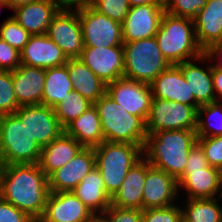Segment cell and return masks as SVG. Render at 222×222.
<instances>
[{
    "label": "cell",
    "mask_w": 222,
    "mask_h": 222,
    "mask_svg": "<svg viewBox=\"0 0 222 222\" xmlns=\"http://www.w3.org/2000/svg\"><path fill=\"white\" fill-rule=\"evenodd\" d=\"M49 193L48 177L38 164L0 165V197L32 219L43 216Z\"/></svg>",
    "instance_id": "6da1fadb"
},
{
    "label": "cell",
    "mask_w": 222,
    "mask_h": 222,
    "mask_svg": "<svg viewBox=\"0 0 222 222\" xmlns=\"http://www.w3.org/2000/svg\"><path fill=\"white\" fill-rule=\"evenodd\" d=\"M197 141L195 130H169L147 134L143 157L151 166L176 180L183 174L191 147Z\"/></svg>",
    "instance_id": "7a4b0ae2"
},
{
    "label": "cell",
    "mask_w": 222,
    "mask_h": 222,
    "mask_svg": "<svg viewBox=\"0 0 222 222\" xmlns=\"http://www.w3.org/2000/svg\"><path fill=\"white\" fill-rule=\"evenodd\" d=\"M154 37L163 57L170 65L190 59L201 62L205 60L204 51L196 40L193 19L164 12Z\"/></svg>",
    "instance_id": "3957f363"
},
{
    "label": "cell",
    "mask_w": 222,
    "mask_h": 222,
    "mask_svg": "<svg viewBox=\"0 0 222 222\" xmlns=\"http://www.w3.org/2000/svg\"><path fill=\"white\" fill-rule=\"evenodd\" d=\"M93 105L101 120L104 141L145 145L146 123L140 117L126 112L106 93Z\"/></svg>",
    "instance_id": "277c9868"
},
{
    "label": "cell",
    "mask_w": 222,
    "mask_h": 222,
    "mask_svg": "<svg viewBox=\"0 0 222 222\" xmlns=\"http://www.w3.org/2000/svg\"><path fill=\"white\" fill-rule=\"evenodd\" d=\"M143 148L144 146L107 141L93 148L96 167L111 197L120 188L129 169L143 157Z\"/></svg>",
    "instance_id": "5b68a950"
},
{
    "label": "cell",
    "mask_w": 222,
    "mask_h": 222,
    "mask_svg": "<svg viewBox=\"0 0 222 222\" xmlns=\"http://www.w3.org/2000/svg\"><path fill=\"white\" fill-rule=\"evenodd\" d=\"M41 149L15 114L0 116V165L38 164Z\"/></svg>",
    "instance_id": "8992f818"
},
{
    "label": "cell",
    "mask_w": 222,
    "mask_h": 222,
    "mask_svg": "<svg viewBox=\"0 0 222 222\" xmlns=\"http://www.w3.org/2000/svg\"><path fill=\"white\" fill-rule=\"evenodd\" d=\"M123 78L150 84L170 64L163 57L155 37L123 43Z\"/></svg>",
    "instance_id": "52a82bcc"
},
{
    "label": "cell",
    "mask_w": 222,
    "mask_h": 222,
    "mask_svg": "<svg viewBox=\"0 0 222 222\" xmlns=\"http://www.w3.org/2000/svg\"><path fill=\"white\" fill-rule=\"evenodd\" d=\"M197 109L184 103L153 98L146 121L147 134L169 130H196Z\"/></svg>",
    "instance_id": "ba28073f"
},
{
    "label": "cell",
    "mask_w": 222,
    "mask_h": 222,
    "mask_svg": "<svg viewBox=\"0 0 222 222\" xmlns=\"http://www.w3.org/2000/svg\"><path fill=\"white\" fill-rule=\"evenodd\" d=\"M82 27L84 47L123 46L122 24L99 13L92 6L76 8Z\"/></svg>",
    "instance_id": "9c48e42d"
},
{
    "label": "cell",
    "mask_w": 222,
    "mask_h": 222,
    "mask_svg": "<svg viewBox=\"0 0 222 222\" xmlns=\"http://www.w3.org/2000/svg\"><path fill=\"white\" fill-rule=\"evenodd\" d=\"M46 34L68 59L80 57L84 38L77 9L61 8L53 17Z\"/></svg>",
    "instance_id": "30bf717a"
},
{
    "label": "cell",
    "mask_w": 222,
    "mask_h": 222,
    "mask_svg": "<svg viewBox=\"0 0 222 222\" xmlns=\"http://www.w3.org/2000/svg\"><path fill=\"white\" fill-rule=\"evenodd\" d=\"M106 94L126 112L140 117L146 123L152 100L150 84L120 78L106 84Z\"/></svg>",
    "instance_id": "8fae6325"
},
{
    "label": "cell",
    "mask_w": 222,
    "mask_h": 222,
    "mask_svg": "<svg viewBox=\"0 0 222 222\" xmlns=\"http://www.w3.org/2000/svg\"><path fill=\"white\" fill-rule=\"evenodd\" d=\"M14 114L41 148L64 132L52 107L43 104L24 105L20 106Z\"/></svg>",
    "instance_id": "7c38bea8"
},
{
    "label": "cell",
    "mask_w": 222,
    "mask_h": 222,
    "mask_svg": "<svg viewBox=\"0 0 222 222\" xmlns=\"http://www.w3.org/2000/svg\"><path fill=\"white\" fill-rule=\"evenodd\" d=\"M164 12V4L129 7L126 18L122 22L123 42L128 43L154 37L158 32Z\"/></svg>",
    "instance_id": "4fadbf2b"
},
{
    "label": "cell",
    "mask_w": 222,
    "mask_h": 222,
    "mask_svg": "<svg viewBox=\"0 0 222 222\" xmlns=\"http://www.w3.org/2000/svg\"><path fill=\"white\" fill-rule=\"evenodd\" d=\"M78 59L105 84L123 78L125 61L123 46L84 47Z\"/></svg>",
    "instance_id": "5bb4252c"
},
{
    "label": "cell",
    "mask_w": 222,
    "mask_h": 222,
    "mask_svg": "<svg viewBox=\"0 0 222 222\" xmlns=\"http://www.w3.org/2000/svg\"><path fill=\"white\" fill-rule=\"evenodd\" d=\"M95 166L94 149L82 147L69 162L48 176L50 192L72 191Z\"/></svg>",
    "instance_id": "9a60e30c"
},
{
    "label": "cell",
    "mask_w": 222,
    "mask_h": 222,
    "mask_svg": "<svg viewBox=\"0 0 222 222\" xmlns=\"http://www.w3.org/2000/svg\"><path fill=\"white\" fill-rule=\"evenodd\" d=\"M95 215L72 191L50 192L42 218L52 222H88Z\"/></svg>",
    "instance_id": "2e32d148"
},
{
    "label": "cell",
    "mask_w": 222,
    "mask_h": 222,
    "mask_svg": "<svg viewBox=\"0 0 222 222\" xmlns=\"http://www.w3.org/2000/svg\"><path fill=\"white\" fill-rule=\"evenodd\" d=\"M177 180L168 173L151 167L143 188V210L172 206L179 195Z\"/></svg>",
    "instance_id": "e0dca14e"
},
{
    "label": "cell",
    "mask_w": 222,
    "mask_h": 222,
    "mask_svg": "<svg viewBox=\"0 0 222 222\" xmlns=\"http://www.w3.org/2000/svg\"><path fill=\"white\" fill-rule=\"evenodd\" d=\"M150 87L153 98L184 103L196 109L200 107L177 65H170L162 71L150 83Z\"/></svg>",
    "instance_id": "ac0fdd59"
},
{
    "label": "cell",
    "mask_w": 222,
    "mask_h": 222,
    "mask_svg": "<svg viewBox=\"0 0 222 222\" xmlns=\"http://www.w3.org/2000/svg\"><path fill=\"white\" fill-rule=\"evenodd\" d=\"M21 54V64L48 69L66 64L68 58L47 34L31 35Z\"/></svg>",
    "instance_id": "d6986e66"
},
{
    "label": "cell",
    "mask_w": 222,
    "mask_h": 222,
    "mask_svg": "<svg viewBox=\"0 0 222 222\" xmlns=\"http://www.w3.org/2000/svg\"><path fill=\"white\" fill-rule=\"evenodd\" d=\"M152 166L142 157L128 171L120 188L111 197V205L118 208L143 210V188L147 171Z\"/></svg>",
    "instance_id": "ffe728a7"
},
{
    "label": "cell",
    "mask_w": 222,
    "mask_h": 222,
    "mask_svg": "<svg viewBox=\"0 0 222 222\" xmlns=\"http://www.w3.org/2000/svg\"><path fill=\"white\" fill-rule=\"evenodd\" d=\"M46 69L21 64L12 71L14 93L19 106L43 104Z\"/></svg>",
    "instance_id": "44dd1931"
},
{
    "label": "cell",
    "mask_w": 222,
    "mask_h": 222,
    "mask_svg": "<svg viewBox=\"0 0 222 222\" xmlns=\"http://www.w3.org/2000/svg\"><path fill=\"white\" fill-rule=\"evenodd\" d=\"M61 8L54 0H37L14 9L15 14L12 17L30 35L45 34Z\"/></svg>",
    "instance_id": "7402d4cb"
},
{
    "label": "cell",
    "mask_w": 222,
    "mask_h": 222,
    "mask_svg": "<svg viewBox=\"0 0 222 222\" xmlns=\"http://www.w3.org/2000/svg\"><path fill=\"white\" fill-rule=\"evenodd\" d=\"M186 190V199L216 198L222 189V171L211 167L190 170L179 182V188ZM222 197V191L220 193Z\"/></svg>",
    "instance_id": "603a6c76"
},
{
    "label": "cell",
    "mask_w": 222,
    "mask_h": 222,
    "mask_svg": "<svg viewBox=\"0 0 222 222\" xmlns=\"http://www.w3.org/2000/svg\"><path fill=\"white\" fill-rule=\"evenodd\" d=\"M193 21L196 40L203 51L213 43L222 42L221 0H208Z\"/></svg>",
    "instance_id": "cb8c5ba5"
},
{
    "label": "cell",
    "mask_w": 222,
    "mask_h": 222,
    "mask_svg": "<svg viewBox=\"0 0 222 222\" xmlns=\"http://www.w3.org/2000/svg\"><path fill=\"white\" fill-rule=\"evenodd\" d=\"M72 192L95 216L101 215L111 205V196L107 193L103 177L96 166Z\"/></svg>",
    "instance_id": "d4e9b609"
},
{
    "label": "cell",
    "mask_w": 222,
    "mask_h": 222,
    "mask_svg": "<svg viewBox=\"0 0 222 222\" xmlns=\"http://www.w3.org/2000/svg\"><path fill=\"white\" fill-rule=\"evenodd\" d=\"M82 148L71 136L63 132L58 138L42 147L38 165L48 177L69 162Z\"/></svg>",
    "instance_id": "484cf974"
},
{
    "label": "cell",
    "mask_w": 222,
    "mask_h": 222,
    "mask_svg": "<svg viewBox=\"0 0 222 222\" xmlns=\"http://www.w3.org/2000/svg\"><path fill=\"white\" fill-rule=\"evenodd\" d=\"M208 65L207 68H202L192 60L177 64L189 85L190 92L200 106L217 101L213 88L212 63Z\"/></svg>",
    "instance_id": "4316f807"
},
{
    "label": "cell",
    "mask_w": 222,
    "mask_h": 222,
    "mask_svg": "<svg viewBox=\"0 0 222 222\" xmlns=\"http://www.w3.org/2000/svg\"><path fill=\"white\" fill-rule=\"evenodd\" d=\"M65 65L68 68L73 89L82 97L95 103L106 93V84L81 60L78 58L68 59Z\"/></svg>",
    "instance_id": "83f0119b"
},
{
    "label": "cell",
    "mask_w": 222,
    "mask_h": 222,
    "mask_svg": "<svg viewBox=\"0 0 222 222\" xmlns=\"http://www.w3.org/2000/svg\"><path fill=\"white\" fill-rule=\"evenodd\" d=\"M64 132L82 147L95 148L104 141L101 120L94 105L71 122Z\"/></svg>",
    "instance_id": "f1b7e54d"
},
{
    "label": "cell",
    "mask_w": 222,
    "mask_h": 222,
    "mask_svg": "<svg viewBox=\"0 0 222 222\" xmlns=\"http://www.w3.org/2000/svg\"><path fill=\"white\" fill-rule=\"evenodd\" d=\"M73 90L66 65L46 69L43 105L53 108Z\"/></svg>",
    "instance_id": "f546056e"
},
{
    "label": "cell",
    "mask_w": 222,
    "mask_h": 222,
    "mask_svg": "<svg viewBox=\"0 0 222 222\" xmlns=\"http://www.w3.org/2000/svg\"><path fill=\"white\" fill-rule=\"evenodd\" d=\"M182 218L187 222H222V207L217 198L187 199Z\"/></svg>",
    "instance_id": "4dcf8cb0"
},
{
    "label": "cell",
    "mask_w": 222,
    "mask_h": 222,
    "mask_svg": "<svg viewBox=\"0 0 222 222\" xmlns=\"http://www.w3.org/2000/svg\"><path fill=\"white\" fill-rule=\"evenodd\" d=\"M206 115V118L204 117ZM212 121H215L212 122ZM197 138L222 135V101L201 105L197 109Z\"/></svg>",
    "instance_id": "1f68e13d"
},
{
    "label": "cell",
    "mask_w": 222,
    "mask_h": 222,
    "mask_svg": "<svg viewBox=\"0 0 222 222\" xmlns=\"http://www.w3.org/2000/svg\"><path fill=\"white\" fill-rule=\"evenodd\" d=\"M91 103L85 97H82L77 91L69 92L67 97L56 104L53 109L57 120L63 129H65L71 122L89 109Z\"/></svg>",
    "instance_id": "d6a6232c"
},
{
    "label": "cell",
    "mask_w": 222,
    "mask_h": 222,
    "mask_svg": "<svg viewBox=\"0 0 222 222\" xmlns=\"http://www.w3.org/2000/svg\"><path fill=\"white\" fill-rule=\"evenodd\" d=\"M31 35L11 16L0 26V38L21 52Z\"/></svg>",
    "instance_id": "836d02e7"
},
{
    "label": "cell",
    "mask_w": 222,
    "mask_h": 222,
    "mask_svg": "<svg viewBox=\"0 0 222 222\" xmlns=\"http://www.w3.org/2000/svg\"><path fill=\"white\" fill-rule=\"evenodd\" d=\"M19 105L14 93L11 71H0V116L14 114Z\"/></svg>",
    "instance_id": "e575fe53"
},
{
    "label": "cell",
    "mask_w": 222,
    "mask_h": 222,
    "mask_svg": "<svg viewBox=\"0 0 222 222\" xmlns=\"http://www.w3.org/2000/svg\"><path fill=\"white\" fill-rule=\"evenodd\" d=\"M208 0H165V12L179 17L194 19Z\"/></svg>",
    "instance_id": "d590c367"
},
{
    "label": "cell",
    "mask_w": 222,
    "mask_h": 222,
    "mask_svg": "<svg viewBox=\"0 0 222 222\" xmlns=\"http://www.w3.org/2000/svg\"><path fill=\"white\" fill-rule=\"evenodd\" d=\"M91 6L99 13L121 24L130 7L128 0H95Z\"/></svg>",
    "instance_id": "8d00e7d4"
},
{
    "label": "cell",
    "mask_w": 222,
    "mask_h": 222,
    "mask_svg": "<svg viewBox=\"0 0 222 222\" xmlns=\"http://www.w3.org/2000/svg\"><path fill=\"white\" fill-rule=\"evenodd\" d=\"M211 167L222 171V135L197 138Z\"/></svg>",
    "instance_id": "74e56055"
},
{
    "label": "cell",
    "mask_w": 222,
    "mask_h": 222,
    "mask_svg": "<svg viewBox=\"0 0 222 222\" xmlns=\"http://www.w3.org/2000/svg\"><path fill=\"white\" fill-rule=\"evenodd\" d=\"M181 219L182 209L176 204L142 210V222H180Z\"/></svg>",
    "instance_id": "f35d334b"
},
{
    "label": "cell",
    "mask_w": 222,
    "mask_h": 222,
    "mask_svg": "<svg viewBox=\"0 0 222 222\" xmlns=\"http://www.w3.org/2000/svg\"><path fill=\"white\" fill-rule=\"evenodd\" d=\"M99 217L103 222H142V210L110 205Z\"/></svg>",
    "instance_id": "ab89813d"
},
{
    "label": "cell",
    "mask_w": 222,
    "mask_h": 222,
    "mask_svg": "<svg viewBox=\"0 0 222 222\" xmlns=\"http://www.w3.org/2000/svg\"><path fill=\"white\" fill-rule=\"evenodd\" d=\"M21 65V54L0 38V71H14Z\"/></svg>",
    "instance_id": "60d3db41"
},
{
    "label": "cell",
    "mask_w": 222,
    "mask_h": 222,
    "mask_svg": "<svg viewBox=\"0 0 222 222\" xmlns=\"http://www.w3.org/2000/svg\"><path fill=\"white\" fill-rule=\"evenodd\" d=\"M209 166L208 161L204 155V151L201 145L196 143L191 147L190 153L184 168L183 174L177 179V183L187 174L190 170H197L201 168H207Z\"/></svg>",
    "instance_id": "b9f144b4"
},
{
    "label": "cell",
    "mask_w": 222,
    "mask_h": 222,
    "mask_svg": "<svg viewBox=\"0 0 222 222\" xmlns=\"http://www.w3.org/2000/svg\"><path fill=\"white\" fill-rule=\"evenodd\" d=\"M0 222H33V219L0 197Z\"/></svg>",
    "instance_id": "7bdbcfd3"
},
{
    "label": "cell",
    "mask_w": 222,
    "mask_h": 222,
    "mask_svg": "<svg viewBox=\"0 0 222 222\" xmlns=\"http://www.w3.org/2000/svg\"><path fill=\"white\" fill-rule=\"evenodd\" d=\"M205 61L216 60V63H212V66L222 71V42H216L211 44L207 49L204 50ZM218 57V58H217ZM218 59V60H217Z\"/></svg>",
    "instance_id": "ee69618b"
},
{
    "label": "cell",
    "mask_w": 222,
    "mask_h": 222,
    "mask_svg": "<svg viewBox=\"0 0 222 222\" xmlns=\"http://www.w3.org/2000/svg\"><path fill=\"white\" fill-rule=\"evenodd\" d=\"M212 78H213V88H214L216 100L221 101L222 100V71L212 66Z\"/></svg>",
    "instance_id": "f6af8a7d"
},
{
    "label": "cell",
    "mask_w": 222,
    "mask_h": 222,
    "mask_svg": "<svg viewBox=\"0 0 222 222\" xmlns=\"http://www.w3.org/2000/svg\"><path fill=\"white\" fill-rule=\"evenodd\" d=\"M95 0H64V8H78L82 6H91Z\"/></svg>",
    "instance_id": "bcb514c9"
},
{
    "label": "cell",
    "mask_w": 222,
    "mask_h": 222,
    "mask_svg": "<svg viewBox=\"0 0 222 222\" xmlns=\"http://www.w3.org/2000/svg\"><path fill=\"white\" fill-rule=\"evenodd\" d=\"M165 0H128L130 7L148 4H164Z\"/></svg>",
    "instance_id": "7dc6e473"
},
{
    "label": "cell",
    "mask_w": 222,
    "mask_h": 222,
    "mask_svg": "<svg viewBox=\"0 0 222 222\" xmlns=\"http://www.w3.org/2000/svg\"><path fill=\"white\" fill-rule=\"evenodd\" d=\"M9 9L11 10H14L20 6H23V5H26L28 3H32L34 1H37V0H5Z\"/></svg>",
    "instance_id": "c3c4849f"
},
{
    "label": "cell",
    "mask_w": 222,
    "mask_h": 222,
    "mask_svg": "<svg viewBox=\"0 0 222 222\" xmlns=\"http://www.w3.org/2000/svg\"><path fill=\"white\" fill-rule=\"evenodd\" d=\"M88 222H103V220L99 216H94L90 221Z\"/></svg>",
    "instance_id": "681fc988"
},
{
    "label": "cell",
    "mask_w": 222,
    "mask_h": 222,
    "mask_svg": "<svg viewBox=\"0 0 222 222\" xmlns=\"http://www.w3.org/2000/svg\"><path fill=\"white\" fill-rule=\"evenodd\" d=\"M3 7L9 8L5 0H0V9Z\"/></svg>",
    "instance_id": "f907efd6"
},
{
    "label": "cell",
    "mask_w": 222,
    "mask_h": 222,
    "mask_svg": "<svg viewBox=\"0 0 222 222\" xmlns=\"http://www.w3.org/2000/svg\"><path fill=\"white\" fill-rule=\"evenodd\" d=\"M33 222H52V221H45L42 217L33 219Z\"/></svg>",
    "instance_id": "816d5d0a"
},
{
    "label": "cell",
    "mask_w": 222,
    "mask_h": 222,
    "mask_svg": "<svg viewBox=\"0 0 222 222\" xmlns=\"http://www.w3.org/2000/svg\"><path fill=\"white\" fill-rule=\"evenodd\" d=\"M54 1L58 2L62 6V8H64V0H54Z\"/></svg>",
    "instance_id": "f5cc1de1"
}]
</instances>
